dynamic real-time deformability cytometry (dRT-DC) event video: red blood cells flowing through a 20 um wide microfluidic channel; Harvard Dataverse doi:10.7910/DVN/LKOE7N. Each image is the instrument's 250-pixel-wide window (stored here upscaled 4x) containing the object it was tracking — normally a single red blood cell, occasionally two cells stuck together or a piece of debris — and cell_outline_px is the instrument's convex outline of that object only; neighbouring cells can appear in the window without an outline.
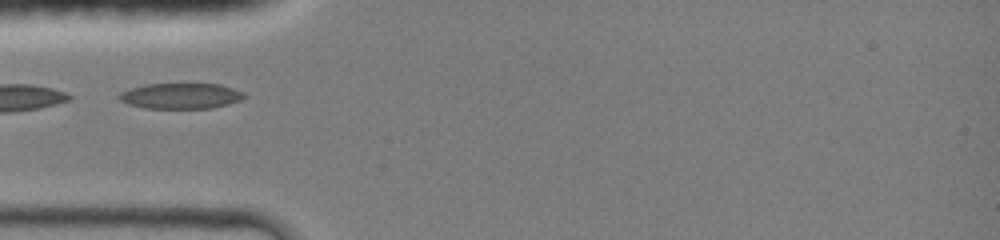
{"species": "common noctule bat (a hibernating species)", "species_latin": "Nyctalus noctula", "temperature_condition": "room temperature", "stored_images_in_passage": 27, "camera_frame_rate_fps": 3000, "um_per_image_px": 0.085, "animal": {"sex": "female", "body_mass_g": 19.0, "forearm_length_mm": 51.5}, "frame": {"image": 1, "passage_image": 1, "time_ms": 0.0, "image_size_px": [1000, 240], "cell_outline_px": [[244, 96], [240, 100], [228, 104], [212, 108], [144, 108], [128, 104], [120, 100], [116, 96], [120, 92], [144, 84], [220, 84], [244, 92]], "centroid_in_image_um": [15.33, 8.15], "position_along_channel_um": 69.7, "area_um2": 18.61}}
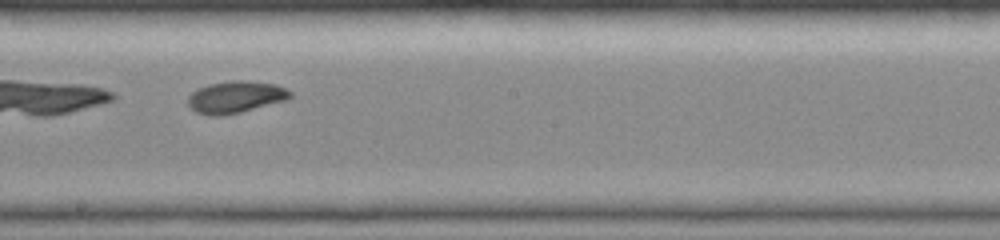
{"frame": {"image": 2, "passage_image": 12, "time_ms": 3.667, "image_size_px": [1000, 240], "cell_outline_px": [[292, 96], [284, 100], [240, 112], [224, 116], [208, 116], [196, 112], [188, 104], [188, 96], [192, 92], [208, 84], [232, 80], [244, 80], [276, 84], [292, 92]], "centroid_in_image_um": [19.99, 8.25], "position_along_channel_um": 228.2, "area_um2": 18.9}}
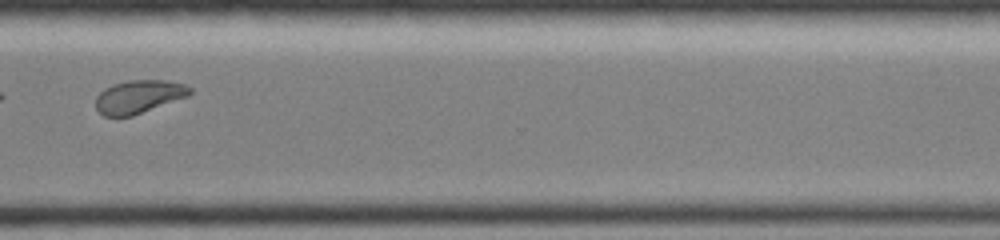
{"frame": {"image": 3, "passage_image": 21, "time_ms": 6.667, "image_size_px": [1000, 240], "cell_outline_px": [[192, 92], [188, 96], [132, 116], [104, 116], [96, 108], [96, 96], [104, 88], [112, 84], [128, 80], [168, 80], [184, 84], [192, 88]], "centroid_in_image_um": [11.8, 8.2], "position_along_channel_um": 358.8, "area_um2": 18.21}}